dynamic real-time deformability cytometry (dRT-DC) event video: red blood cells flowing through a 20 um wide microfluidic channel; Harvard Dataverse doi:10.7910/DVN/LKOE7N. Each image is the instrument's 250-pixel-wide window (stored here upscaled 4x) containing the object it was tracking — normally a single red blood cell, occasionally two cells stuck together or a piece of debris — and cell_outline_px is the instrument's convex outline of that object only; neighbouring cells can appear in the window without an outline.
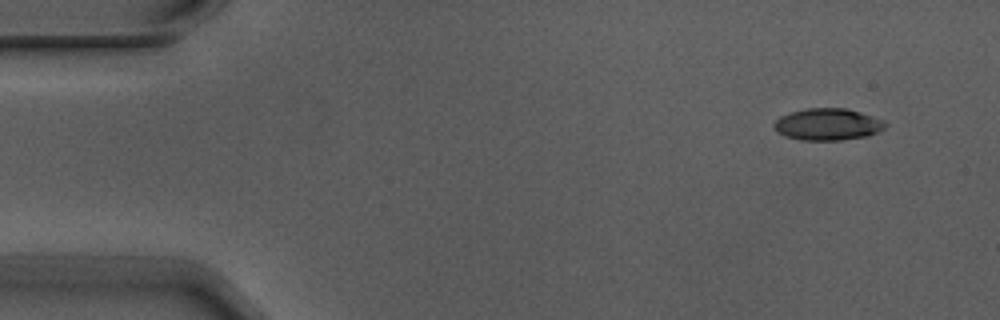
{"species": "Egyptian fruit bat (a non-hibernating species)", "species_latin": "Rousettus aegyptiacus", "temperature_condition": "warm", "stored_images_in_passage": 4, "camera_frame_rate_fps": 3000, "um_per_image_px": 0.085, "animal": {"sex": "male"}, "frame": {"image": 1, "passage_image": 1, "time_ms": 0.0, "image_size_px": [1000, 320], "cell_outline_px": [[888, 124], [880, 132], [868, 136], [840, 140], [800, 140], [784, 136], [776, 132], [772, 124], [780, 116], [792, 112], [808, 108], [844, 108], [860, 112], [884, 120]], "centroid_in_image_um": [70.36, 10.58], "position_along_channel_um": 14.6, "area_um2": 20.81}}
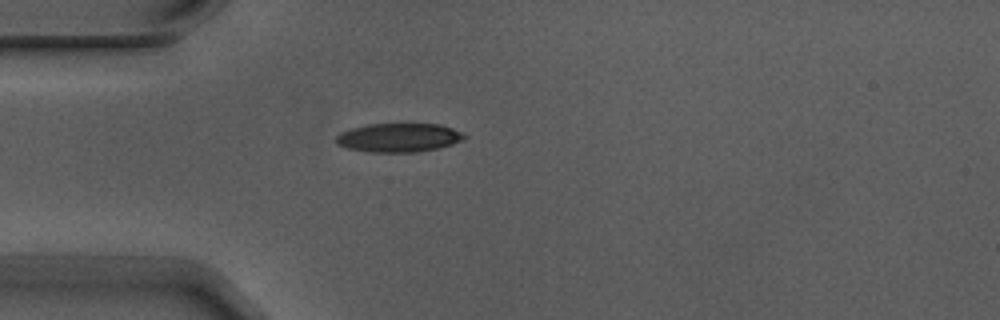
{"frame": {"image": 2, "passage_image": 4, "time_ms": 1.0, "image_size_px": [1000, 320], "cell_outline_px": [[468, 136], [464, 140], [452, 144], [436, 148], [416, 152], [372, 152], [348, 148], [336, 144], [336, 136], [340, 132], [352, 128], [368, 124], [440, 124], [464, 132]], "centroid_in_image_um": [33.92, 11.69], "position_along_channel_um": 51.1, "area_um2": 21.56}}